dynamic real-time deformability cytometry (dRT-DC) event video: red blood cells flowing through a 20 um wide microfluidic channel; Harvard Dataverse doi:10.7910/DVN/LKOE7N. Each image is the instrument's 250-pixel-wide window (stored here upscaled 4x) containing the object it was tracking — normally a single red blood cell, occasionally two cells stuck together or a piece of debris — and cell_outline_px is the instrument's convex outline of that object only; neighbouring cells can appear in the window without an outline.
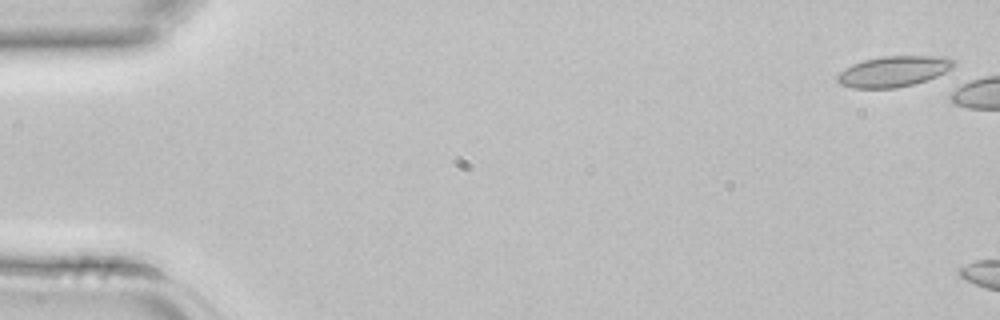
{"species": "common noctule bat (a hibernating species)", "species_latin": "Nyctalus noctula", "temperature_condition": "room temperature", "stored_images_in_passage": 2, "camera_frame_rate_fps": 3000, "um_per_image_px": 0.085, "animal": {"sex": "female", "body_mass_g": 22.7, "forearm_length_mm": 54.2}, "frame": {"image": 1, "passage_image": 1, "time_ms": 0.0, "image_size_px": [1000, 320], "cell_outline_px": [[956, 64], [952, 68], [936, 76], [912, 84], [896, 88], [852, 88], [840, 84], [836, 80], [836, 76], [840, 72], [852, 64], [864, 60], [884, 56], [948, 56], [956, 60]], "centroid_in_image_um": [75.96, 6.06], "position_along_channel_um": 9.0, "area_um2": 20.81}}